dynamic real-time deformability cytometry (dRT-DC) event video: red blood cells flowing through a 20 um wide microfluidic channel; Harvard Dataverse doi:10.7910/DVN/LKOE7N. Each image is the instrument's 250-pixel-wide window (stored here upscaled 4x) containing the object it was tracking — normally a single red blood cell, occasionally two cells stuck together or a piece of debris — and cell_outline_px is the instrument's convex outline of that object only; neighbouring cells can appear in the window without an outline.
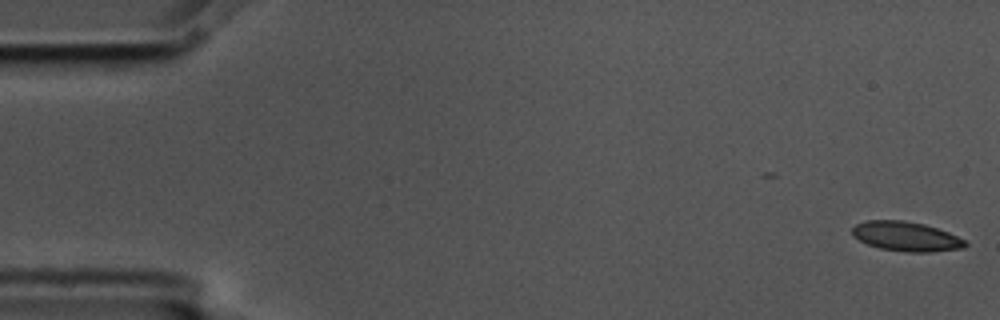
{"species": "common noctule bat (a hibernating species)", "species_latin": "Nyctalus noctula", "temperature_condition": "cold", "stored_images_in_passage": 11, "camera_frame_rate_fps": 3000, "um_per_image_px": 0.085, "animal": {"sex": "male", "body_mass_g": 17.5, "forearm_length_mm": 52.3}, "frame": {"image": 1, "passage_image": 1, "time_ms": 0.0, "image_size_px": [1000, 320], "cell_outline_px": [[968, 244], [964, 248], [932, 252], [908, 252], [880, 248], [868, 244], [852, 236], [852, 228], [856, 224], [868, 220], [904, 220], [924, 224], [948, 232], [964, 240]], "centroid_in_image_um": [77.02, 20.09], "position_along_channel_um": 8.0, "area_um2": 19.36}}
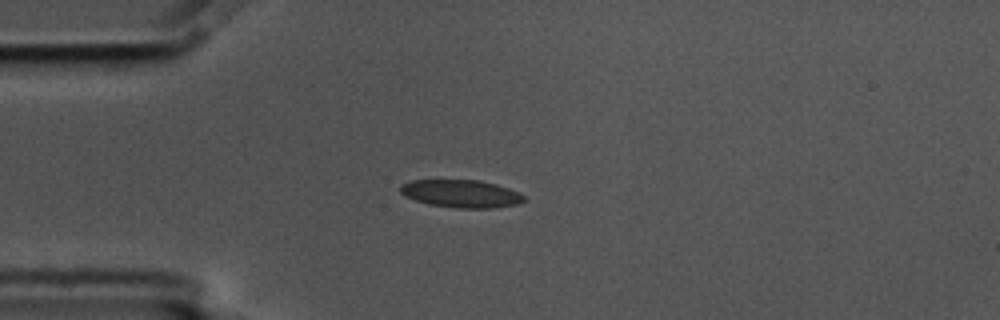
{"frame": {"image": 2, "passage_image": 4, "time_ms": 1.0, "image_size_px": [1000, 320], "cell_outline_px": [[528, 200], [516, 204], [492, 208], [456, 208], [428, 204], [404, 196], [400, 192], [400, 184], [412, 180], [480, 180], [496, 184], [520, 192]], "centroid_in_image_um": [39.2, 16.46], "position_along_channel_um": 45.8, "area_um2": 20.11}}
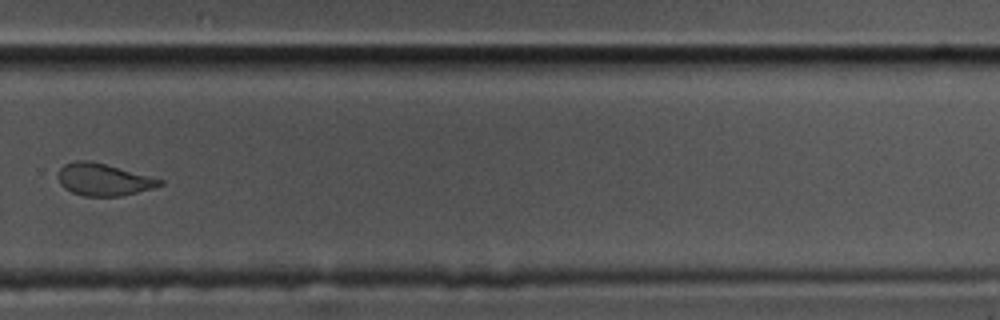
{"frame": {"image": 3, "passage_image": 11, "time_ms": 3.333, "image_size_px": [1000, 320], "cell_outline_px": [[164, 184], [152, 188], [120, 196], [84, 196], [72, 192], [64, 188], [60, 184], [60, 168], [64, 164], [72, 160], [88, 160], [152, 176], [164, 180]], "centroid_in_image_um": [8.81, 15.26], "position_along_channel_um": 321.0, "area_um2": 18.9}}